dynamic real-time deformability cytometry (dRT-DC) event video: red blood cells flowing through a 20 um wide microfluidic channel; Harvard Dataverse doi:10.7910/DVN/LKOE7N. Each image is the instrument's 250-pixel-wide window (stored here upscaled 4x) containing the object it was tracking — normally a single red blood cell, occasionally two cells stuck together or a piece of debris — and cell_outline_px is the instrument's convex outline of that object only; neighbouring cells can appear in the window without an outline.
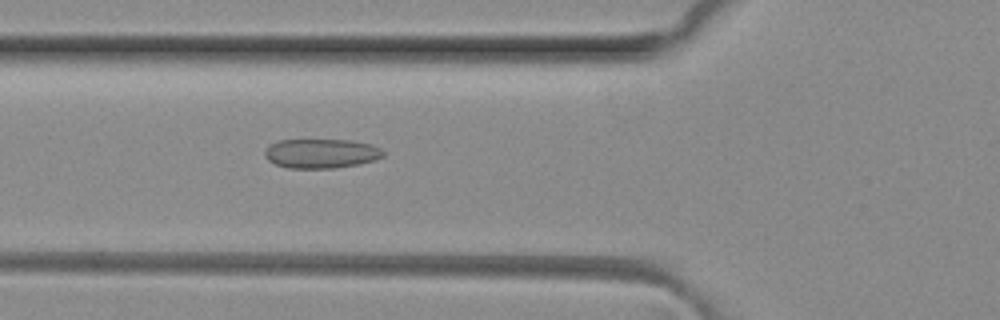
{"species": "common noctule bat (a hibernating species)", "species_latin": "Nyctalus noctula", "temperature_condition": "room temperature", "stored_images_in_passage": 3, "camera_frame_rate_fps": 3000, "um_per_image_px": 0.085, "animal": {"sex": "female", "body_mass_g": 29.2, "forearm_length_mm": 56.3}, "frame": {"image": 1, "passage_image": 3, "time_ms": 0.667, "image_size_px": [1000, 320], "cell_outline_px": [[384, 156], [376, 160], [360, 164], [336, 168], [288, 168], [276, 164], [268, 160], [264, 156], [264, 152], [272, 144], [280, 140], [348, 140], [372, 144], [380, 148], [384, 152]], "centroid_in_image_um": [27.34, 13.05], "position_along_channel_um": 98.5, "area_um2": 20.29}}